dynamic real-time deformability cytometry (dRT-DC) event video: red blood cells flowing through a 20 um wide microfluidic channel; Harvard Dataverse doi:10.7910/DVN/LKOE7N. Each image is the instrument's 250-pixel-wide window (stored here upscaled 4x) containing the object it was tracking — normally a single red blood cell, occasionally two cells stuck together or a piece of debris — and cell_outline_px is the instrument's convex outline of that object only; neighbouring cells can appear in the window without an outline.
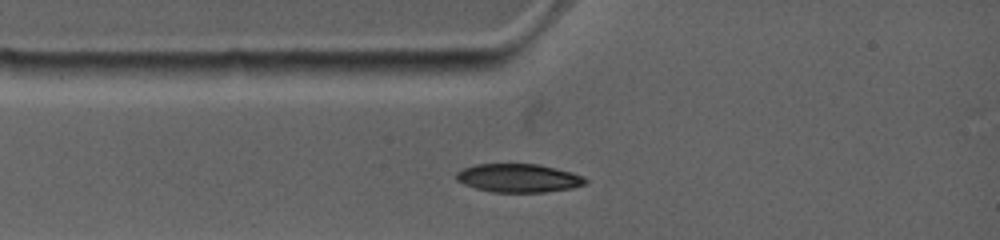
{"species": "common noctule bat (a hibernating species)", "species_latin": "Nyctalus noctula", "temperature_condition": "warm", "stored_images_in_passage": 5, "camera_frame_rate_fps": 4500, "um_per_image_px": 0.085, "animal": {"sex": "female", "body_mass_g": 19.0, "forearm_length_mm": 53.3}, "frame": {"image": 1, "passage_image": 4, "time_ms": 1.333, "image_size_px": [1000, 240], "cell_outline_px": [[588, 184], [572, 188], [544, 192], [492, 192], [476, 188], [464, 184], [456, 180], [456, 172], [464, 168], [476, 164], [536, 164], [572, 172], [584, 176], [588, 180]], "centroid_in_image_um": [44.1, 15.14], "position_along_channel_um": 40.9, "area_um2": 21.44}}